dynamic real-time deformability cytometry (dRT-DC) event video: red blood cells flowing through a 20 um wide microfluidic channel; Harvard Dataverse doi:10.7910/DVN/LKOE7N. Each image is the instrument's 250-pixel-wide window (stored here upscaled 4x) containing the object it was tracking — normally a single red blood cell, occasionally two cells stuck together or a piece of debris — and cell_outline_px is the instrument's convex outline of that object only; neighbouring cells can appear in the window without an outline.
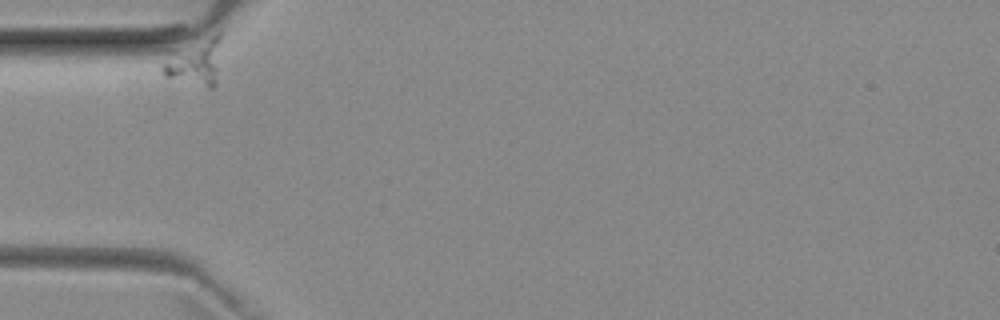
{"species": "common noctule bat (a hibernating species)", "species_latin": "Nyctalus noctula", "temperature_condition": "room temperature", "stored_images_in_passage": 33, "camera_frame_rate_fps": 3000, "um_per_image_px": 0.085, "animal": {"sex": "female", "body_mass_g": 29.2, "forearm_length_mm": 56.3}, "frame": {"image": 1, "passage_image": 1, "time_ms": 0.0, "image_size_px": [1000, 320], "cell_outline_px": [[220, 36], [216, 84], [212, 88], [208, 88], [164, 76], [160, 68], [160, 64], [168, 48], [220, 32]], "centroid_in_image_um": [16.46, 5.23], "position_along_channel_um": 68.5, "area_um2": 16.65}}
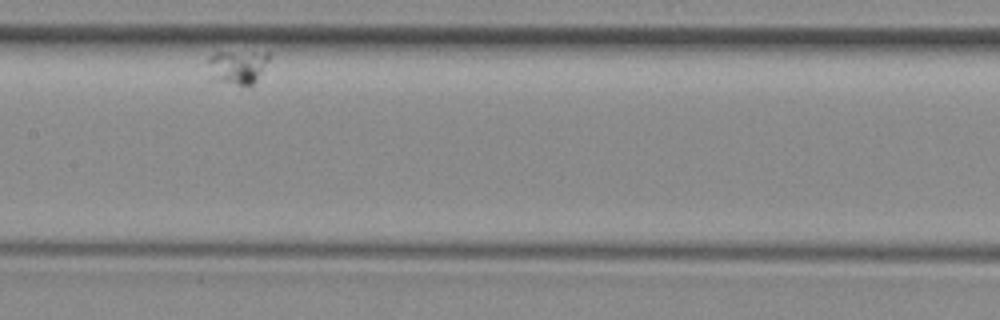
{"frame": {"image": 2, "passage_image": 15, "time_ms": 4.667, "image_size_px": [1000, 320], "cell_outline_px": [[268, 60], [264, 68], [256, 80], [252, 84], [236, 84], [208, 80], [208, 60], [216, 52], [268, 52]], "centroid_in_image_um": [20.12, 5.69], "position_along_channel_um": 187.3, "area_um2": 12.02}}
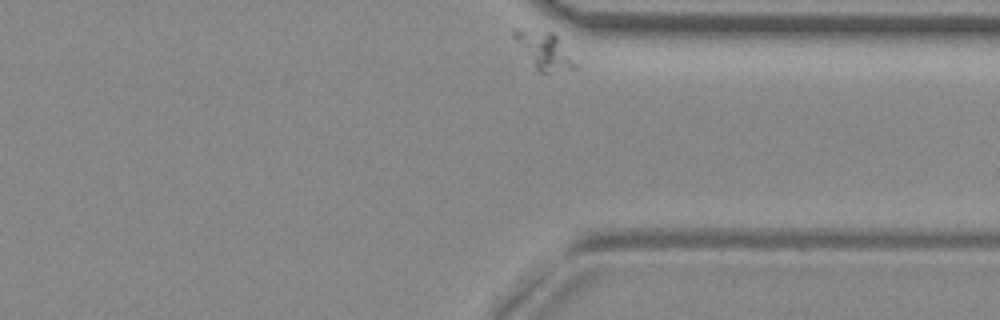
{"frame": {"image": 3, "passage_image": 33, "time_ms": 10.667, "image_size_px": [1000, 320], "cell_outline_px": [[576, 64], [572, 68], [548, 72], [540, 72], [536, 68], [512, 36], [512, 32], [516, 28], [520, 28], [552, 32], [556, 36]], "centroid_in_image_um": [46.19, 4.24], "position_along_channel_um": 365.2, "area_um2": 12.43}}